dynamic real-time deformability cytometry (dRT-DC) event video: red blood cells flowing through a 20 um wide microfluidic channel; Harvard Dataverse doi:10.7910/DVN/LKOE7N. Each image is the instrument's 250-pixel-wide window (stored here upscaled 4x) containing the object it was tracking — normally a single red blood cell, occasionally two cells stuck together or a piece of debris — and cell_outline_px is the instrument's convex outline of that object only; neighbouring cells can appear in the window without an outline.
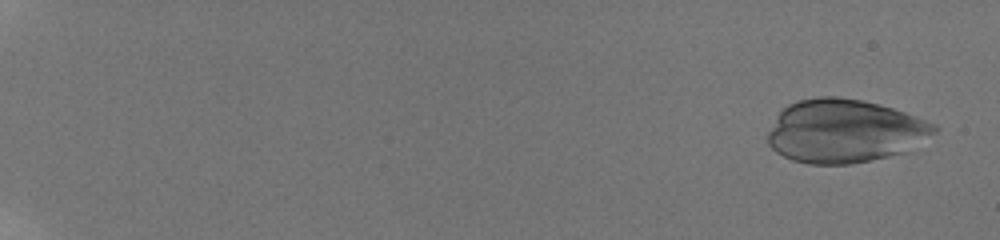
{"species": "human", "species_latin": "Homo sapiens", "temperature_condition": "room temperature", "stored_images_in_passage": 24, "camera_frame_rate_fps": 3000, "um_per_image_px": 0.085, "donor": {"sex": "male"}, "frame": {"image": 1, "passage_image": 1, "time_ms": 0.0, "image_size_px": [1000, 240], "cell_outline_px": [[940, 128], [936, 132], [912, 152], [872, 160], [848, 164], [808, 164], [792, 160], [776, 152], [768, 144], [768, 132], [776, 116], [788, 104], [796, 100], [820, 96], [836, 96], [864, 100], [880, 104], [904, 112], [936, 124]], "centroid_in_image_um": [71.84, 11.15], "position_along_channel_um": 13.2, "area_um2": 62.31}}
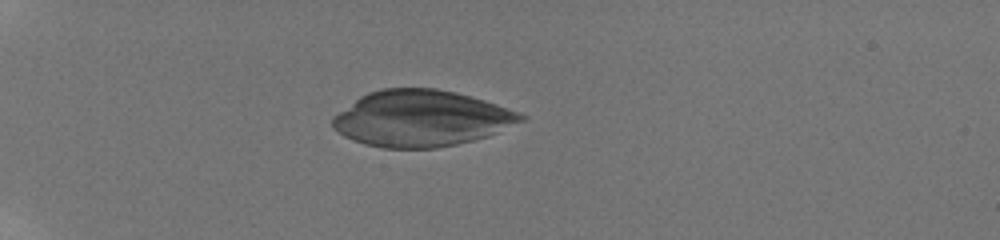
{"frame": {"image": 2, "passage_image": 13, "time_ms": 5.333, "image_size_px": [1000, 240], "cell_outline_px": [[528, 120], [488, 136], [456, 144], [436, 148], [384, 148], [364, 144], [352, 140], [344, 136], [332, 128], [332, 116], [360, 96], [368, 92], [380, 88], [436, 88], [456, 92], [484, 100], [520, 112], [528, 116]], "centroid_in_image_um": [35.81, 10.06], "position_along_channel_um": 49.2, "area_um2": 62.02}}
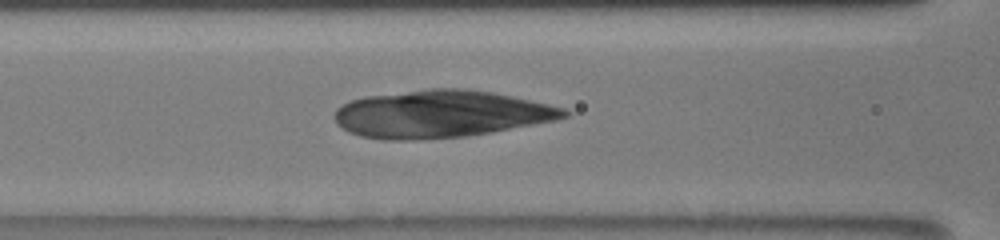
{"frame": {"image": 3, "passage_image": 18, "time_ms": 8.667, "image_size_px": [1000, 240], "cell_outline_px": [[572, 112], [568, 116], [556, 120], [492, 132], [468, 136], [412, 140], [384, 140], [360, 136], [348, 132], [336, 124], [332, 116], [336, 108], [352, 100], [364, 96], [428, 88], [468, 88], [492, 92], [512, 96], [548, 104], [564, 108]], "centroid_in_image_um": [37.43, 9.68], "position_along_channel_um": 129.2, "area_um2": 63.75}}